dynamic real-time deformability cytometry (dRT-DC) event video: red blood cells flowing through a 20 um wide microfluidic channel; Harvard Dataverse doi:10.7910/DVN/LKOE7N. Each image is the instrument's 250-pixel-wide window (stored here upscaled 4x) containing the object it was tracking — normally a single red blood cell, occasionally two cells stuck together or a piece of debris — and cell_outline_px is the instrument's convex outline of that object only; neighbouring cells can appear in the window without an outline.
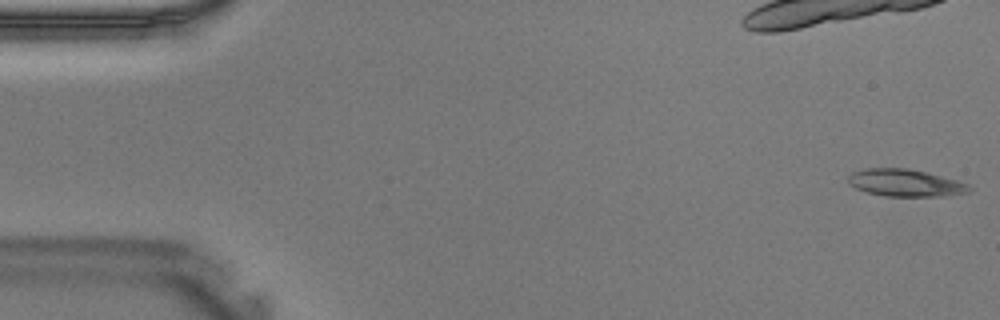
{"species": "Egyptian fruit bat (a non-hibernating species)", "species_latin": "Rousettus aegyptiacus", "temperature_condition": "warm", "stored_images_in_passage": 15, "camera_frame_rate_fps": 3000, "um_per_image_px": 0.085, "animal": {"sex": "male"}, "frame": {"image": 1, "passage_image": 1, "time_ms": 0.0, "image_size_px": [1000, 320], "cell_outline_px": [[972, 188], [968, 192], [948, 196], [884, 196], [868, 192], [856, 188], [848, 184], [848, 176], [852, 172], [864, 168], [908, 168], [956, 180], [968, 184]], "centroid_in_image_um": [76.93, 15.54], "position_along_channel_um": 8.1, "area_um2": 19.13}}